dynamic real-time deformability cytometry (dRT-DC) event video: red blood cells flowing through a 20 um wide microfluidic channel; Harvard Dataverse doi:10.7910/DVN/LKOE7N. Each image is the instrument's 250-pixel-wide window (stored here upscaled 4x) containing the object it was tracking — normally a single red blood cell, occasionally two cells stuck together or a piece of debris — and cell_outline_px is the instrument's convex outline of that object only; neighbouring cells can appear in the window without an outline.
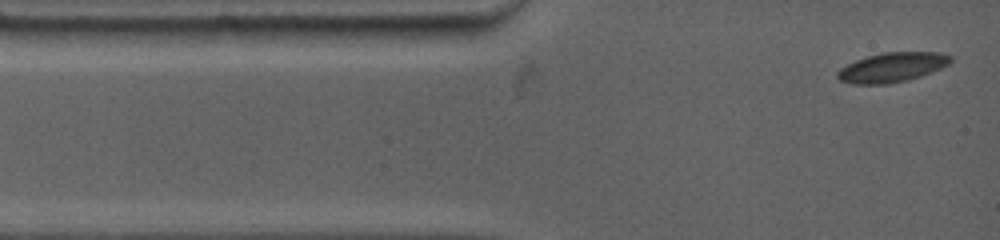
{"species": "common noctule bat (a hibernating species)", "species_latin": "Nyctalus noctula", "temperature_condition": "warm", "stored_images_in_passage": 28, "camera_frame_rate_fps": 4500, "um_per_image_px": 0.085, "animal": {"sex": "female", "body_mass_g": 19.0, "forearm_length_mm": 53.3}, "frame": {"image": 1, "passage_image": 1, "time_ms": 0.0, "image_size_px": [1000, 240], "cell_outline_px": [[952, 60], [948, 64], [932, 72], [920, 76], [888, 84], [852, 84], [840, 80], [836, 76], [836, 72], [840, 68], [856, 60], [868, 56], [884, 52], [940, 52], [952, 56]], "centroid_in_image_um": [75.82, 5.72], "position_along_channel_um": 9.2, "area_um2": 19.36}}
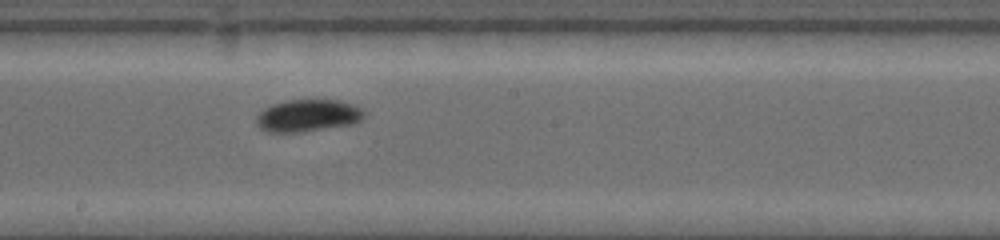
{"frame": {"image": 2, "passage_image": 16, "time_ms": 6.667, "image_size_px": [1000, 240], "cell_outline_px": [[364, 116], [360, 120], [352, 124], [300, 132], [268, 132], [260, 128], [256, 124], [256, 116], [264, 108], [272, 104], [288, 100], [340, 100], [352, 104], [360, 108], [364, 112]], "centroid_in_image_um": [26.14, 9.82], "position_along_channel_um": 222.1, "area_um2": 20.11}}
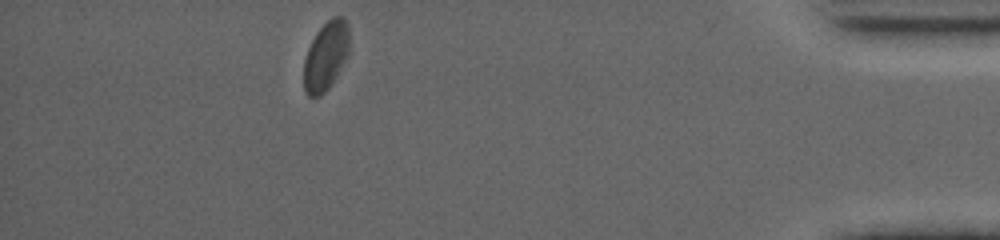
{"frame": {"image": 3, "passage_image": 28, "time_ms": 13.333, "image_size_px": [1000, 240], "cell_outline_px": [[348, 56], [336, 76], [328, 88], [320, 96], [308, 96], [304, 92], [304, 60], [308, 48], [316, 32], [332, 16], [344, 16], [348, 24]], "centroid_in_image_um": [27.69, 4.74], "position_along_channel_um": 407.5, "area_um2": 18.21}, "authors_computed_cell_mechanics": {"area_um2": 19.4208, "velocity_mm_per_s": 3.7663, "shape_relaxation_time_tau1_ms": 1.3489, "shape_relaxation_time_tau2_ms": null, "deformation_change_tau1": 0.0667, "deformation_change_tau2": null}}